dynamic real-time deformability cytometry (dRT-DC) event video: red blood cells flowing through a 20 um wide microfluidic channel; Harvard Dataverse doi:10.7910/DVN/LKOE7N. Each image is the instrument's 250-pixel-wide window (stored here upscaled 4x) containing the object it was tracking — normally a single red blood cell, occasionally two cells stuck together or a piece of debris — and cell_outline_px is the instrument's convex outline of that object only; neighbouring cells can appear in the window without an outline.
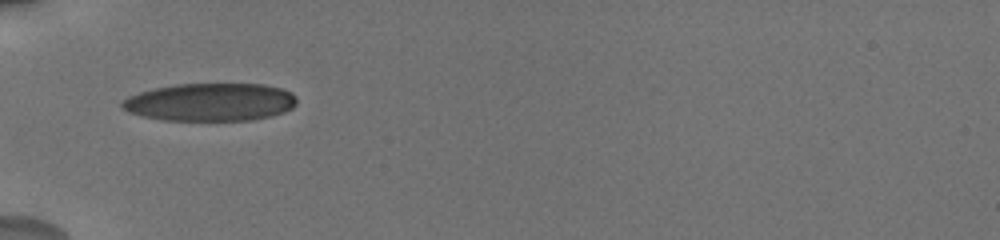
{"species": "human", "species_latin": "Homo sapiens", "temperature_condition": "cold", "stored_images_in_passage": 7, "camera_frame_rate_fps": 3000, "um_per_image_px": 0.085, "donor": {"sex": "male"}, "frame": {"image": 1, "passage_image": 1, "time_ms": 0.0, "image_size_px": [1000, 240], "cell_outline_px": [[296, 104], [292, 108], [284, 112], [272, 116], [252, 120], [164, 120], [144, 116], [128, 112], [120, 104], [128, 96], [140, 92], [156, 88], [176, 84], [264, 84], [280, 88], [292, 92], [296, 96]], "centroid_in_image_um": [17.92, 8.68], "position_along_channel_um": 67.1, "area_um2": 38.49}}
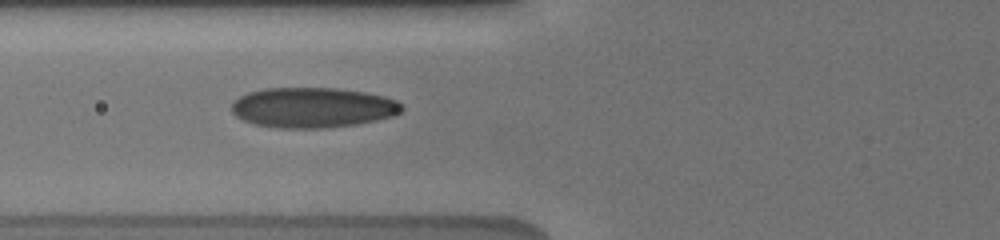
{"frame": {"image": 2, "passage_image": 6, "time_ms": 1.0, "image_size_px": [1000, 240], "cell_outline_px": [[404, 108], [400, 112], [392, 116], [376, 120], [356, 124], [324, 128], [276, 128], [256, 124], [244, 120], [236, 116], [232, 112], [232, 100], [248, 92], [264, 88], [336, 88], [364, 92], [384, 96], [396, 100], [404, 104]], "centroid_in_image_um": [26.58, 9.14], "position_along_channel_um": 99.2, "area_um2": 40.0}}